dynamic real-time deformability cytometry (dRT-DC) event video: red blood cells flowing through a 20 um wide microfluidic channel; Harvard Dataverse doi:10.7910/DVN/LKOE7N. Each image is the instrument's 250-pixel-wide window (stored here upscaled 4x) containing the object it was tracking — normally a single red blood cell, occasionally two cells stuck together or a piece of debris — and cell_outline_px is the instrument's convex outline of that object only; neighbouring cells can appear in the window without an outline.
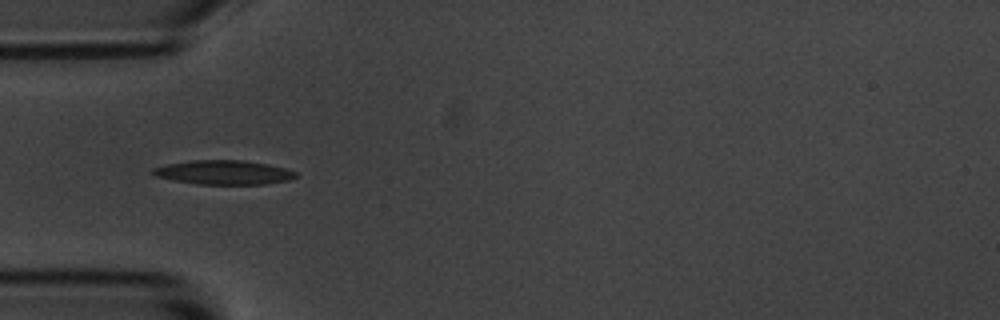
{"species": "common noctule bat (a hibernating species)", "species_latin": "Nyctalus noctula", "temperature_condition": "room temperature", "stored_images_in_passage": 6, "camera_frame_rate_fps": 3000, "um_per_image_px": 0.085, "animal": {"sex": "male", "body_mass_g": 20.1, "forearm_length_mm": 53.5}, "frame": {"image": 1, "passage_image": 1, "time_ms": 0.0, "image_size_px": [1000, 320], "cell_outline_px": [[296, 176], [288, 180], [268, 184], [196, 184], [172, 180], [156, 176], [152, 172], [152, 168], [168, 164], [192, 160], [244, 160], [268, 164], [284, 168], [296, 172]], "centroid_in_image_um": [19.01, 14.65], "position_along_channel_um": 66.0, "area_um2": 20.06}}
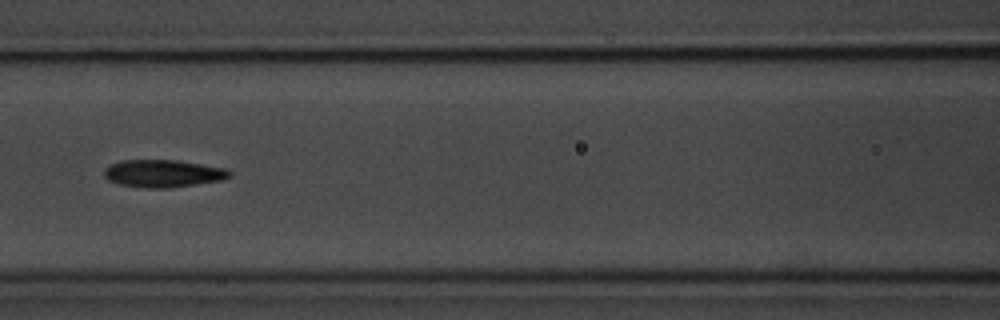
{"frame": {"image": 2, "passage_image": 3, "time_ms": 2.333, "image_size_px": [1000, 320], "cell_outline_px": [[232, 176], [224, 180], [168, 188], [148, 188], [120, 184], [108, 180], [104, 176], [104, 168], [112, 164], [124, 160], [176, 160], [228, 168], [232, 172]], "centroid_in_image_um": [13.92, 14.74], "position_along_channel_um": 152.7, "area_um2": 20.17}}
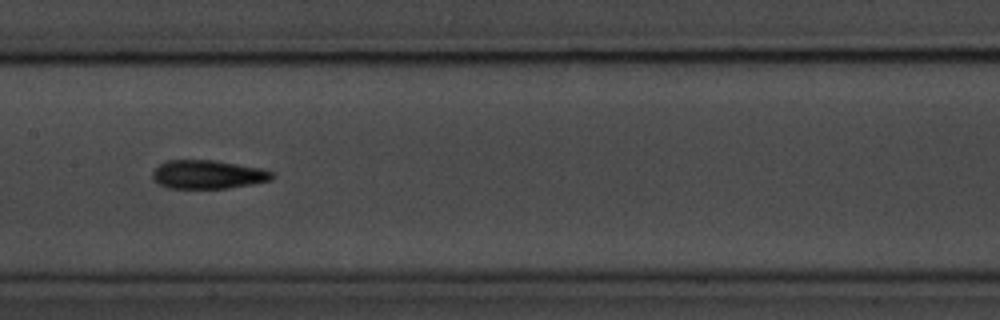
{"frame": {"image": 3, "passage_image": 4, "time_ms": 3.333, "image_size_px": [1000, 320], "cell_outline_px": [[276, 176], [272, 180], [252, 184], [228, 188], [168, 188], [152, 180], [152, 172], [160, 164], [168, 160], [212, 160], [260, 168], [272, 172]], "centroid_in_image_um": [17.67, 14.84], "position_along_channel_um": 189.7, "area_um2": 19.88}}